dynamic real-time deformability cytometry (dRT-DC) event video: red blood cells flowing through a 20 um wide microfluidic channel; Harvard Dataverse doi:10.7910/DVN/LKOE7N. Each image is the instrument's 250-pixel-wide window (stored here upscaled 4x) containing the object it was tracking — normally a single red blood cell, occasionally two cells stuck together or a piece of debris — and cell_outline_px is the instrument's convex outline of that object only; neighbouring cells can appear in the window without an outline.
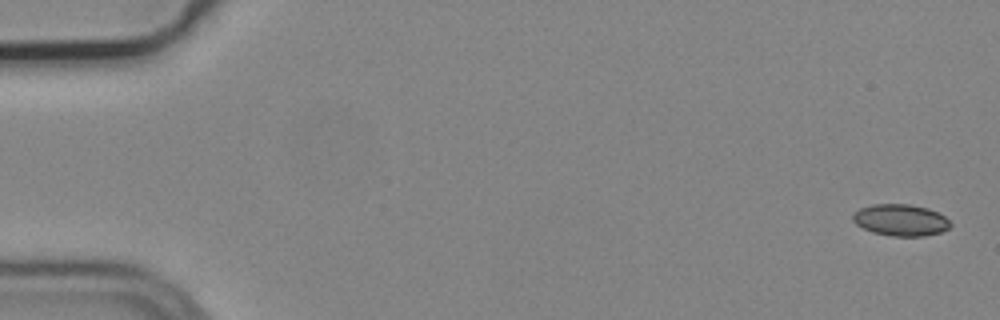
{"species": "common noctule bat (a hibernating species)", "species_latin": "Nyctalus noctula", "temperature_condition": "cold", "stored_images_in_passage": 5, "camera_frame_rate_fps": 3000, "um_per_image_px": 0.085, "animal": {"sex": "male", "body_mass_g": 19.2, "forearm_length_mm": 51.8}, "frame": {"image": 1, "passage_image": 1, "time_ms": 0.0, "image_size_px": [1000, 320], "cell_outline_px": [[952, 224], [948, 228], [940, 232], [924, 236], [892, 236], [872, 232], [856, 224], [852, 220], [852, 212], [860, 208], [872, 204], [908, 204], [928, 208], [944, 216]], "centroid_in_image_um": [76.52, 18.7], "position_along_channel_um": 8.5, "area_um2": 17.98}}
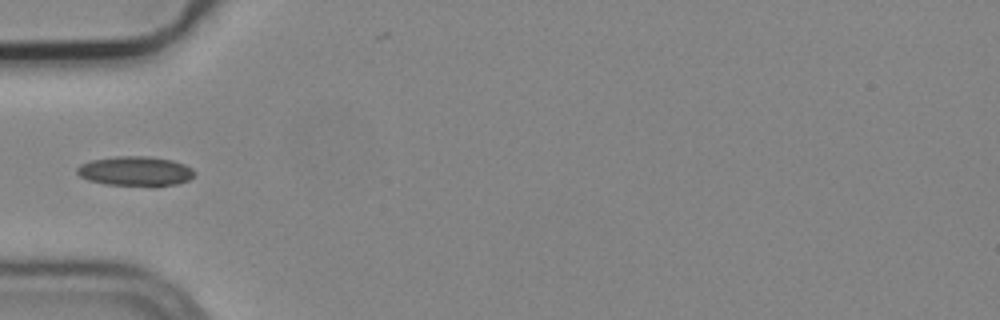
{"frame": {"image": 2, "passage_image": 5, "time_ms": 1.333, "image_size_px": [1000, 320], "cell_outline_px": [[196, 176], [188, 180], [176, 184], [156, 188], [104, 184], [88, 180], [80, 176], [76, 172], [76, 168], [80, 164], [92, 160], [116, 156], [148, 156], [172, 160], [184, 164], [192, 168], [196, 172]], "centroid_in_image_um": [11.55, 14.58], "position_along_channel_um": 73.5, "area_um2": 20.92}}